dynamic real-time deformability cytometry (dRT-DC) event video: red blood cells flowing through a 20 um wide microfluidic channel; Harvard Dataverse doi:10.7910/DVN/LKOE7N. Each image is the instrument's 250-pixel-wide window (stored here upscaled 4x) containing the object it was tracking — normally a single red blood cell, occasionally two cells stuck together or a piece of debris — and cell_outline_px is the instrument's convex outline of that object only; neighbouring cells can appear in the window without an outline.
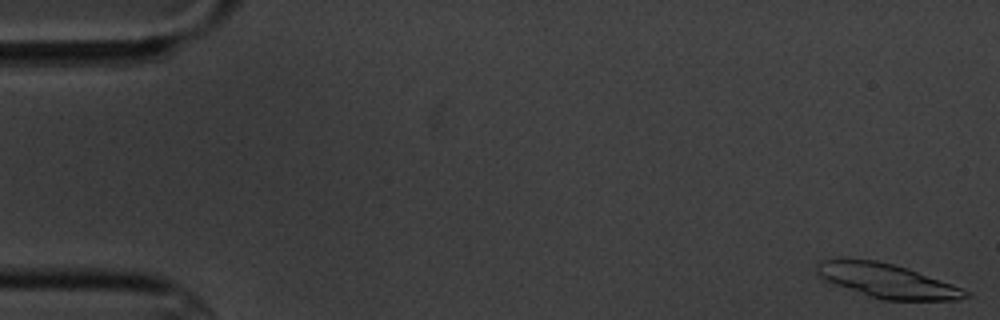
{"species": "common noctule bat (a hibernating species)", "species_latin": "Nyctalus noctula", "temperature_condition": "cold", "stored_images_in_passage": 9, "segment_of_instrument_passage": [1, 2], "camera_frame_rate_fps": 3000, "um_per_image_px": 0.085, "animal": {"sex": "male", "body_mass_g": 20.1, "forearm_length_mm": 53.5}, "frame": {"image": 1, "passage_image": 1, "time_ms": 0.0, "image_size_px": [1000, 320], "cell_outline_px": [[972, 296], [956, 300], [884, 300], [868, 296], [820, 280], [816, 272], [816, 264], [820, 260], [876, 260], [892, 264], [952, 284], [968, 292]], "centroid_in_image_um": [75.33, 23.89], "position_along_channel_um": 9.7, "area_um2": 29.19}}